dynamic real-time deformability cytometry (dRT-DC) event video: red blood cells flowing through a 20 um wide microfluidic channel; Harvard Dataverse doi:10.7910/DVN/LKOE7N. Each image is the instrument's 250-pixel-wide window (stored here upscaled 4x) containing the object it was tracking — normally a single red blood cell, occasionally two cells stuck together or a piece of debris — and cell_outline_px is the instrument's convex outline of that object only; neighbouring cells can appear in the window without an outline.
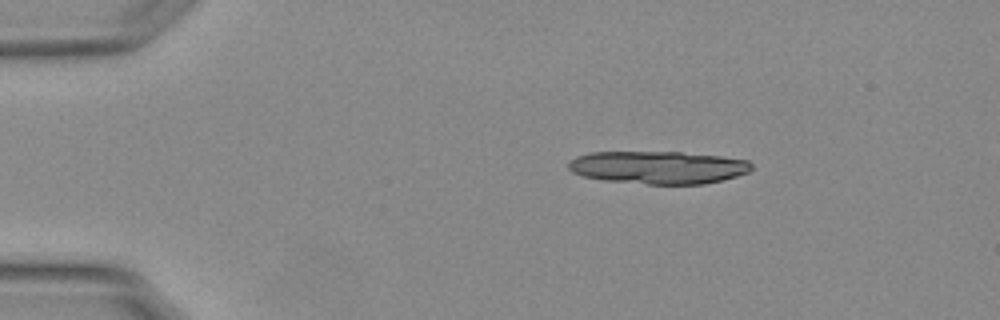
{"species": "Egyptian fruit bat (a non-hibernating species)", "species_latin": "Rousettus aegyptiacus", "temperature_condition": "warm", "stored_images_in_passage": 15, "camera_frame_rate_fps": 3000, "um_per_image_px": 0.085, "animal": {"sex": "female"}, "frame": {"image": 1, "passage_image": 1, "time_ms": 0.0, "image_size_px": [1000, 320], "cell_outline_px": [[752, 168], [748, 172], [736, 176], [704, 184], [648, 184], [604, 180], [584, 176], [572, 172], [568, 168], [568, 160], [576, 156], [592, 152], [680, 152], [720, 156], [748, 160], [752, 164]], "centroid_in_image_um": [55.93, 14.22], "position_along_channel_um": 29.1, "area_um2": 34.91}}
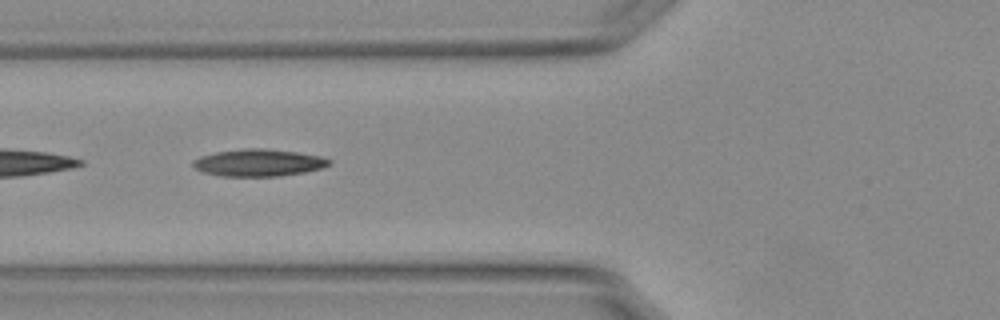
{"frame": {"image": 2, "passage_image": 13, "time_ms": 4.0, "image_size_px": [1000, 320], "cell_outline_px": [[332, 164], [324, 168], [304, 172], [280, 176], [220, 176], [204, 172], [196, 168], [192, 164], [192, 160], [200, 156], [216, 152], [248, 148], [260, 148], [296, 152], [320, 156], [332, 160]], "centroid_in_image_um": [22.01, 13.83], "position_along_channel_um": 103.8, "area_um2": 21.5}}